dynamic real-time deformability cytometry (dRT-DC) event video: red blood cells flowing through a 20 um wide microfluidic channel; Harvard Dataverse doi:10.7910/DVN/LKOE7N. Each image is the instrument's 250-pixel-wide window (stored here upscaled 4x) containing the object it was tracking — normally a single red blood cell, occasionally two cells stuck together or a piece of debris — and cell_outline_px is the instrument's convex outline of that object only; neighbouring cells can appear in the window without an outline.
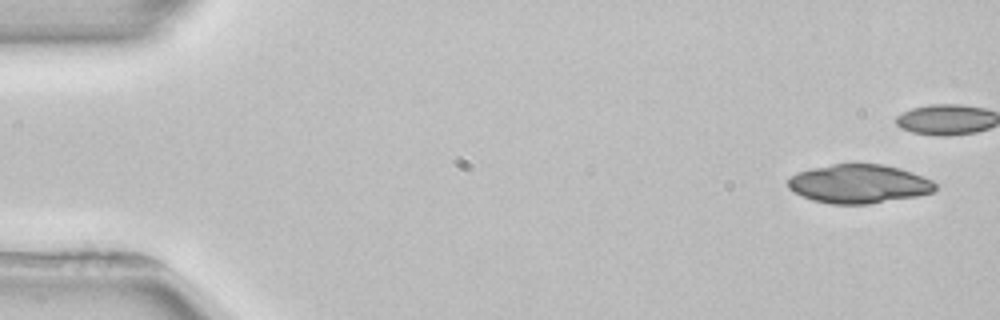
{"species": "common noctule bat (a hibernating species)", "species_latin": "Nyctalus noctula", "temperature_condition": "room temperature", "stored_images_in_passage": 4, "camera_frame_rate_fps": 3000, "um_per_image_px": 0.085, "animal": {"sex": "female", "body_mass_g": 22.7, "forearm_length_mm": 54.2}, "frame": {"image": 1, "passage_image": 4, "time_ms": 4.0, "image_size_px": [1000, 320], "cell_outline_px": [[936, 188], [932, 192], [916, 196], [868, 204], [832, 204], [812, 200], [788, 188], [788, 180], [796, 172], [812, 168], [832, 164], [884, 164], [900, 168], [932, 180], [936, 184]], "centroid_in_image_um": [73.0, 15.62], "position_along_channel_um": 12.0, "area_um2": 33.06}}